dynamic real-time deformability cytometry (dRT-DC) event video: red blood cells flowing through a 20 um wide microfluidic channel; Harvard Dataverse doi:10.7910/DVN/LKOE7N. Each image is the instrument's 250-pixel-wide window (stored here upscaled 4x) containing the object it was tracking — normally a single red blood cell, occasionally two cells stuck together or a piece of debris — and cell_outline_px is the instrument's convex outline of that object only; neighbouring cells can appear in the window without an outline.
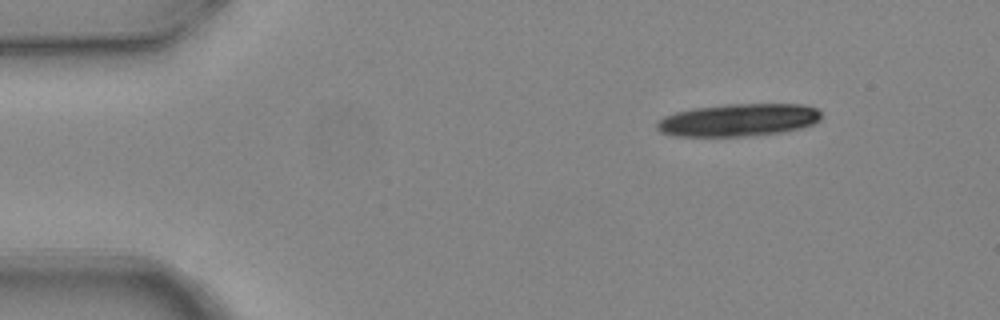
{"species": "common noctule bat (a hibernating species)", "species_latin": "Nyctalus noctula", "temperature_condition": "warm", "stored_images_in_passage": 6, "camera_frame_rate_fps": 3000, "um_per_image_px": 0.085, "animal": {"sex": "female", "body_mass_g": 24.6, "forearm_length_mm": 56.2}, "frame": {"image": 1, "passage_image": 1, "time_ms": 0.0, "image_size_px": [1000, 320], "cell_outline_px": [[820, 120], [812, 124], [800, 128], [784, 132], [748, 136], [676, 136], [660, 132], [656, 128], [656, 124], [664, 116], [676, 112], [692, 108], [724, 104], [804, 104], [816, 108], [820, 112]], "centroid_in_image_um": [62.76, 10.2], "position_along_channel_um": 22.2, "area_um2": 31.33}}
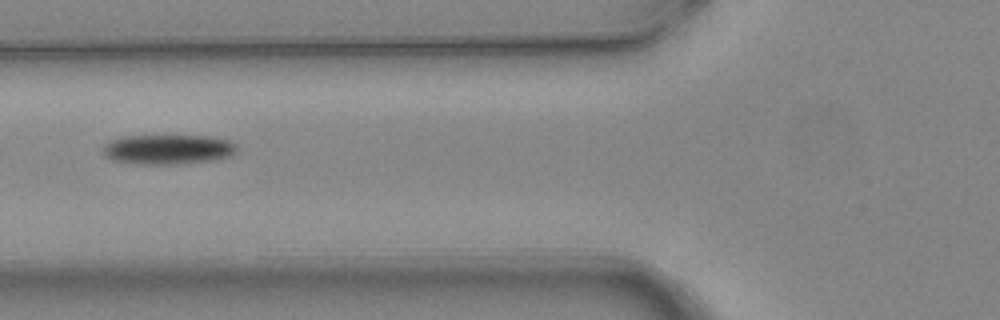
{"frame": {"image": 2, "passage_image": 5, "time_ms": 1.333, "image_size_px": [1000, 320], "cell_outline_px": [[236, 152], [232, 156], [216, 160], [176, 164], [144, 164], [112, 160], [104, 156], [104, 144], [108, 140], [124, 136], [208, 136], [228, 140], [236, 144]], "centroid_in_image_um": [14.29, 12.7], "position_along_channel_um": 111.5, "area_um2": 23.29}}
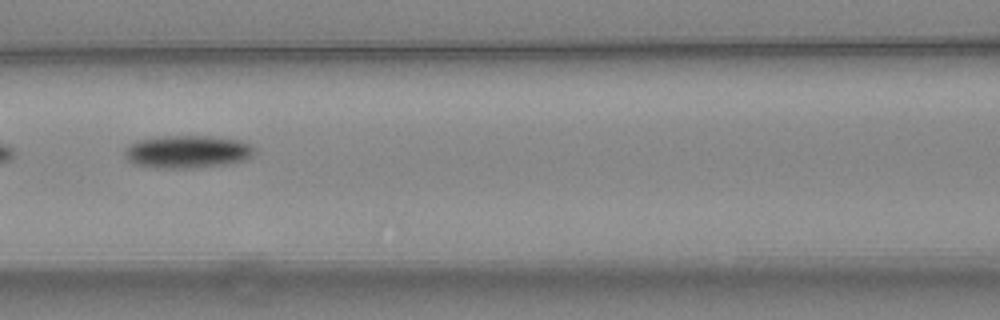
{"frame": {"image": 3, "passage_image": 6, "time_ms": 1.667, "image_size_px": [1000, 320], "cell_outline_px": [[256, 152], [248, 160], [228, 164], [196, 168], [152, 168], [132, 164], [124, 156], [124, 152], [128, 144], [140, 140], [168, 136], [208, 136], [244, 140], [256, 148]], "centroid_in_image_um": [15.98, 12.91], "position_along_channel_um": 150.6, "area_um2": 25.26}}